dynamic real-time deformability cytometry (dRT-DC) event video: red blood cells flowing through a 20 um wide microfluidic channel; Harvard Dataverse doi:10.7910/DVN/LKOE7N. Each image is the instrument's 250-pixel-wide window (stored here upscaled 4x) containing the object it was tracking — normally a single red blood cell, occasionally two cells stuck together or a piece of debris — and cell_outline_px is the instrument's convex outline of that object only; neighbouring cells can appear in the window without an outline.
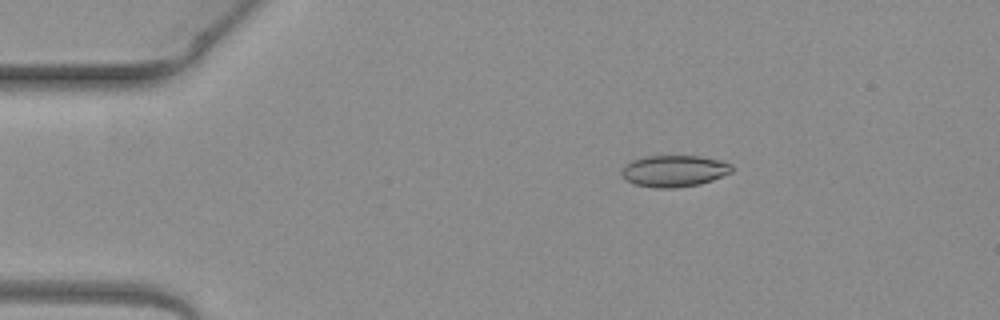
{"species": "common noctule bat (a hibernating species)", "species_latin": "Nyctalus noctula", "temperature_condition": "warm", "stored_images_in_passage": 3, "camera_frame_rate_fps": 3000, "um_per_image_px": 0.085, "animal": {"sex": "female", "body_mass_g": 19.3, "forearm_length_mm": 54.1}, "frame": {"image": 1, "passage_image": 2, "time_ms": 0.333, "image_size_px": [1000, 320], "cell_outline_px": [[732, 172], [712, 180], [700, 184], [676, 188], [656, 188], [636, 184], [620, 176], [620, 172], [632, 160], [648, 156], [700, 156], [720, 160], [732, 164]], "centroid_in_image_um": [57.33, 14.53], "position_along_channel_um": 27.7, "area_um2": 20.17}}